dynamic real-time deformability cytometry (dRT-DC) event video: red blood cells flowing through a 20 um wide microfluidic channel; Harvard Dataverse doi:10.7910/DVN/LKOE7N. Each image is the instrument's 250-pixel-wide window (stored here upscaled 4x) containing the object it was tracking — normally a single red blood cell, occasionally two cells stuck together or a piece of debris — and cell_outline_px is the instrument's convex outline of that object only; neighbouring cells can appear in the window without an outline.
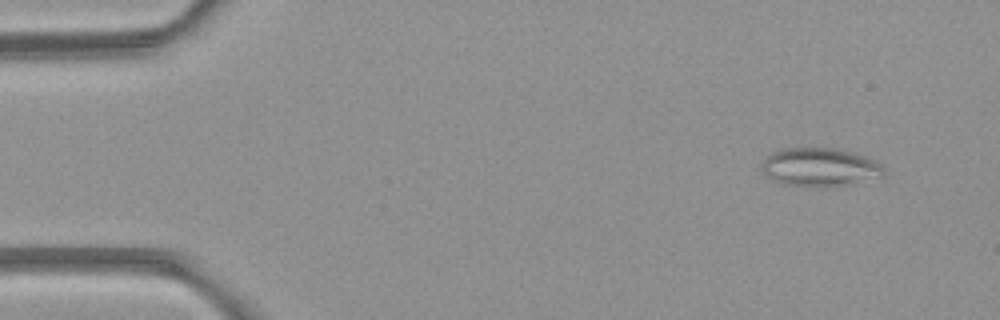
{"species": "common noctule bat (a hibernating species)", "species_latin": "Nyctalus noctula", "temperature_condition": "room temperature", "stored_images_in_passage": 3, "camera_frame_rate_fps": 3000, "um_per_image_px": 0.085, "animal": {"sex": "female", "body_mass_g": 21.9}, "frame": {"image": 1, "passage_image": 1, "time_ms": 0.0, "image_size_px": [1000, 320], "cell_outline_px": [[884, 172], [880, 176], [844, 184], [784, 184], [772, 180], [764, 172], [760, 164], [772, 152], [780, 148], [840, 148], [868, 156], [876, 160], [884, 168]], "centroid_in_image_um": [69.67, 14.14], "position_along_channel_um": 15.3, "area_um2": 26.53}}